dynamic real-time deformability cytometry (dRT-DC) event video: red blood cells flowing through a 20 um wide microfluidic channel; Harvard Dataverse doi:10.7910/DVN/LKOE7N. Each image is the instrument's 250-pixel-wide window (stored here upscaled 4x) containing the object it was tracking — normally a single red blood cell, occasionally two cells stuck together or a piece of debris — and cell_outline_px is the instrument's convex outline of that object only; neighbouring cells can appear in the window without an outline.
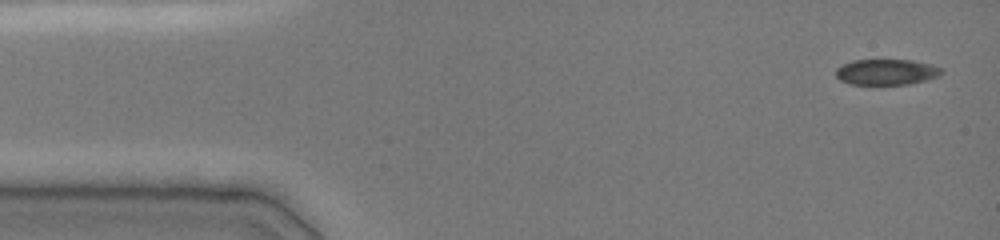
{"species": "common noctule bat (a hibernating species)", "species_latin": "Nyctalus noctula", "temperature_condition": "cold", "stored_images_in_passage": 41, "camera_frame_rate_fps": 3000, "um_per_image_px": 0.085, "animal": {"sex": "female", "body_mass_g": 19.0, "forearm_length_mm": 51.5}, "frame": {"image": 1, "passage_image": 1, "time_ms": 0.0, "image_size_px": [1000, 240], "cell_outline_px": [[944, 72], [940, 76], [924, 80], [904, 84], [852, 84], [840, 80], [836, 76], [836, 68], [852, 60], [912, 60], [932, 64], [940, 68]], "centroid_in_image_um": [75.36, 6.11], "position_along_channel_um": 9.6, "area_um2": 15.72}}
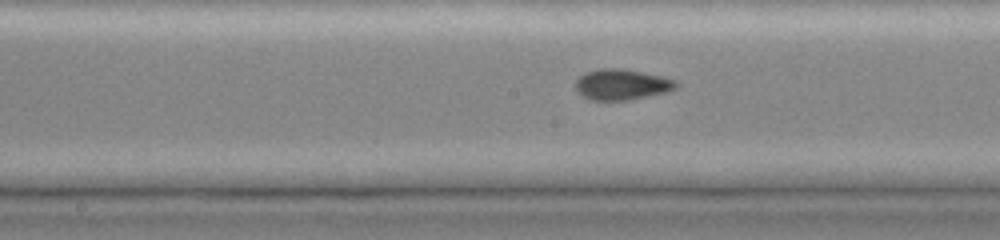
{"frame": {"image": 2, "passage_image": 20, "time_ms": 7.333, "image_size_px": [1000, 240], "cell_outline_px": [[680, 84], [676, 88], [668, 92], [628, 100], [588, 100], [576, 92], [576, 80], [584, 72], [600, 68], [624, 68], [660, 76], [676, 80]], "centroid_in_image_um": [52.84, 7.18], "position_along_channel_um": 195.4, "area_um2": 18.26}}
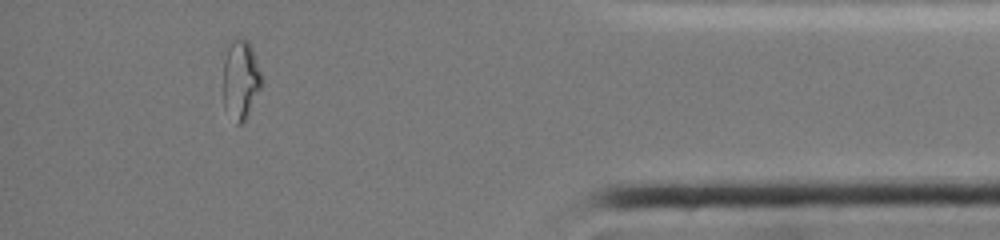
{"frame": {"image": 3, "passage_image": 36, "time_ms": 13.667, "image_size_px": [1000, 240], "cell_outline_px": [[264, 80], [244, 120], [240, 124], [236, 124], [224, 108], [224, 60], [228, 40], [248, 40], [252, 48]], "centroid_in_image_um": [20.45, 6.73], "position_along_channel_um": 414.8, "area_um2": 17.57}, "authors_computed_cell_mechanics": {"area_um2": 17.1666, "velocity_mm_per_s": 3.9661, "shape_relaxation_time_tau1_ms": null, "shape_relaxation_time_tau2_ms": 1.3636, "deformation_change_tau1": null, "deformation_change_tau2": 0.0357}}